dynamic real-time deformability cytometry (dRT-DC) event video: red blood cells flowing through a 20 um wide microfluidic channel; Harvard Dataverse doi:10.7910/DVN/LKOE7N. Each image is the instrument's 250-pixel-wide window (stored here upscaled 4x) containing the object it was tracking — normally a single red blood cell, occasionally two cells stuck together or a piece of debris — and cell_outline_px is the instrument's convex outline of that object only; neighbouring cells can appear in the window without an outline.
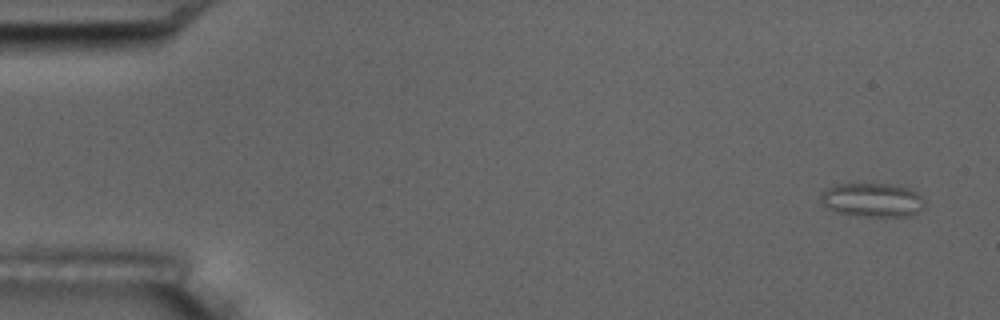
{"species": "common noctule bat (a hibernating species)", "species_latin": "Nyctalus noctula", "temperature_condition": "room temperature", "stored_images_in_passage": 6, "camera_frame_rate_fps": 3000, "um_per_image_px": 0.085, "animal": {"sex": "male", "body_mass_g": 17.5, "forearm_length_mm": 52.3}, "frame": {"image": 1, "passage_image": 1, "time_ms": 0.0, "image_size_px": [1000, 320], "cell_outline_px": [[924, 208], [912, 216], [848, 216], [824, 208], [820, 200], [820, 192], [824, 188], [836, 184], [892, 184], [908, 188], [916, 192], [924, 200]], "centroid_in_image_um": [74.08, 17.01], "position_along_channel_um": 10.9, "area_um2": 21.04}}
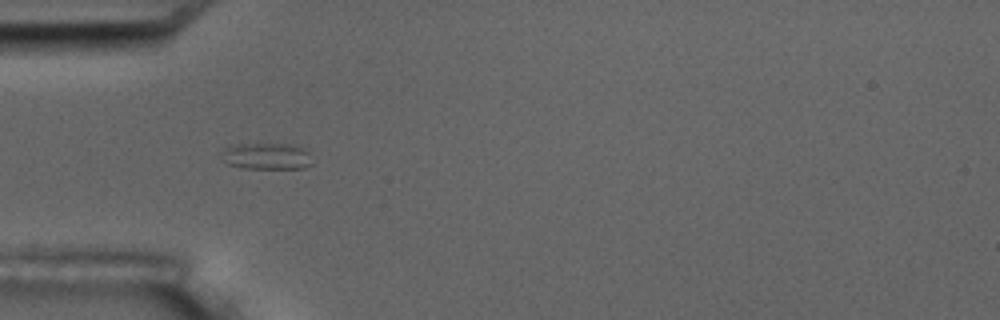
{"frame": {"image": 2, "passage_image": 5, "time_ms": 5.0, "image_size_px": [1000, 320], "cell_outline_px": [[312, 164], [304, 168], [240, 168], [228, 164], [220, 160], [224, 148], [232, 144], [292, 144], [304, 148], [308, 152]], "centroid_in_image_um": [22.62, 13.27], "position_along_channel_um": 62.4, "area_um2": 14.16}}